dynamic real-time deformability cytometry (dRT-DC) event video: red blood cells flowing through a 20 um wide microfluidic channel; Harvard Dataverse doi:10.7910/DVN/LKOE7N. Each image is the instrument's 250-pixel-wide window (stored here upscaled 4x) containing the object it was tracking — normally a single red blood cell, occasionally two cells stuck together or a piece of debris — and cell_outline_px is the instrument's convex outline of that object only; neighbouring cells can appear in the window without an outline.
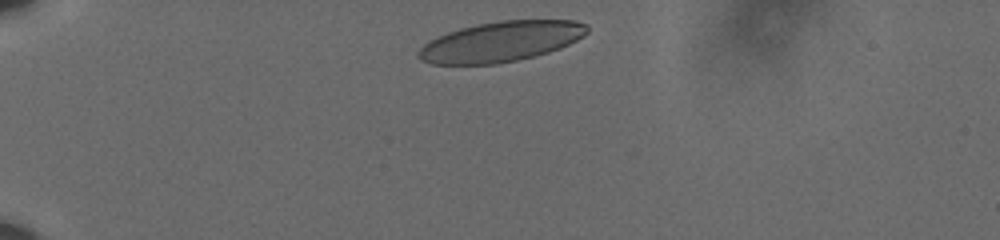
{"species": "human", "species_latin": "Homo sapiens", "temperature_condition": "cold", "stored_images_in_passage": 37, "camera_frame_rate_fps": 3000, "um_per_image_px": 0.085, "donor": {"sex": "male"}, "frame": {"image": 1, "passage_image": 1, "time_ms": 0.0, "image_size_px": [1000, 240], "cell_outline_px": [[588, 32], [584, 36], [560, 48], [548, 52], [516, 60], [496, 64], [432, 64], [420, 60], [416, 56], [420, 48], [428, 40], [436, 36], [460, 28], [476, 24], [500, 20], [576, 20], [588, 24]], "centroid_in_image_um": [42.56, 3.52], "position_along_channel_um": 42.4, "area_um2": 39.65}}
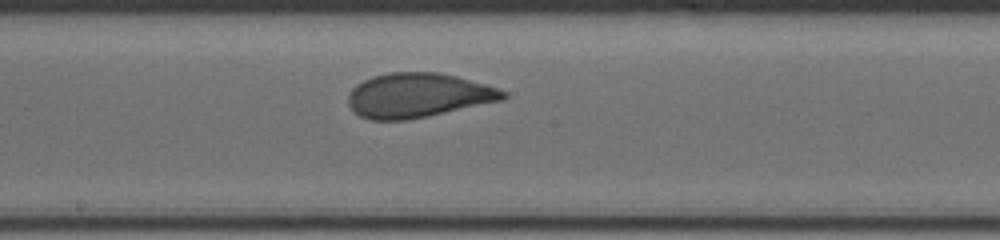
{"frame": {"image": 2, "passage_image": 20, "time_ms": 6.333, "image_size_px": [1000, 240], "cell_outline_px": [[508, 96], [500, 100], [424, 116], [404, 120], [368, 120], [360, 116], [348, 104], [348, 92], [356, 84], [372, 76], [388, 72], [436, 72], [456, 76], [500, 88], [508, 92]], "centroid_in_image_um": [35.49, 8.08], "position_along_channel_um": 212.7, "area_um2": 39.77}}
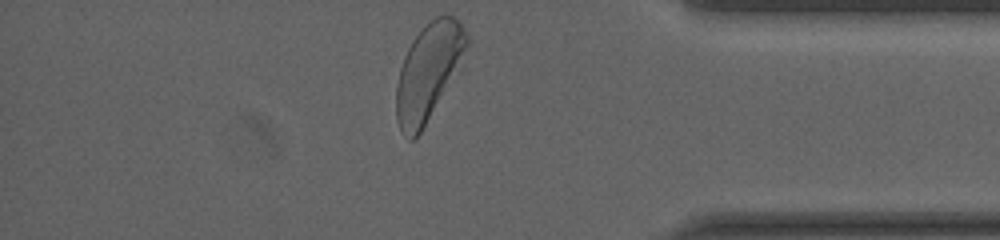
{"frame": {"image": 3, "passage_image": 37, "time_ms": 12.0, "image_size_px": [1000, 240], "cell_outline_px": [[468, 44], [420, 132], [412, 140], [408, 140], [400, 128], [396, 120], [396, 84], [400, 68], [404, 56], [412, 40], [436, 16], [452, 16], [460, 20], [468, 36]], "centroid_in_image_um": [36.35, 6.07], "position_along_channel_um": 398.9, "area_um2": 37.63}, "authors_computed_cell_mechanics": {"area_um2": 40.2288, "velocity_mm_per_s": 3.5817, "shape_relaxation_time_tau1_ms": 4.6189, "shape_relaxation_time_tau2_ms": null, "deformation_change_tau1": 0.1453, "deformation_change_tau2": null}}